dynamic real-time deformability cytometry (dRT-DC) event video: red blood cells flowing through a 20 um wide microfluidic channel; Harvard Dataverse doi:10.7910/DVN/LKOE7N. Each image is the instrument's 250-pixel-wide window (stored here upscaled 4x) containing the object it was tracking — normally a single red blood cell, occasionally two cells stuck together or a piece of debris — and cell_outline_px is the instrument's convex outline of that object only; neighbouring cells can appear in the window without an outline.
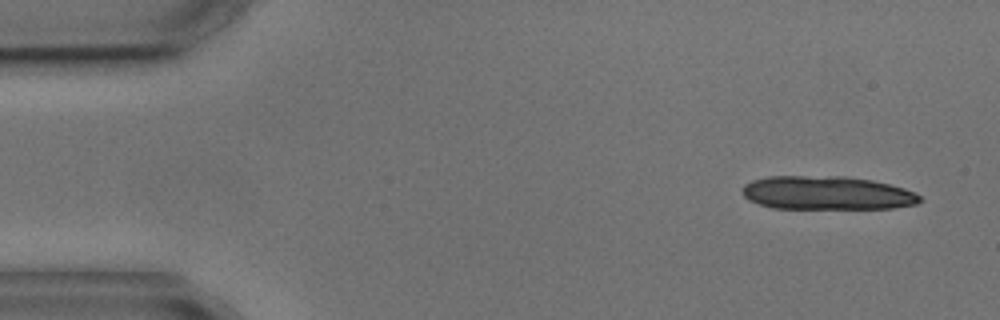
{"species": "common noctule bat (a hibernating species)", "species_latin": "Nyctalus noctula", "temperature_condition": "cold", "stored_images_in_passage": 3, "camera_frame_rate_fps": 3000, "um_per_image_px": 0.085, "animal": {"sex": "male", "body_mass_g": 17.9, "forearm_length_mm": 54.2}, "frame": {"image": 1, "passage_image": 1, "time_ms": 0.0, "image_size_px": [1000, 320], "cell_outline_px": [[924, 200], [916, 204], [892, 208], [772, 208], [748, 200], [744, 196], [744, 184], [752, 180], [768, 176], [844, 176], [872, 180], [904, 188], [916, 192]], "centroid_in_image_um": [70.31, 16.4], "position_along_channel_um": 14.7, "area_um2": 34.74}}